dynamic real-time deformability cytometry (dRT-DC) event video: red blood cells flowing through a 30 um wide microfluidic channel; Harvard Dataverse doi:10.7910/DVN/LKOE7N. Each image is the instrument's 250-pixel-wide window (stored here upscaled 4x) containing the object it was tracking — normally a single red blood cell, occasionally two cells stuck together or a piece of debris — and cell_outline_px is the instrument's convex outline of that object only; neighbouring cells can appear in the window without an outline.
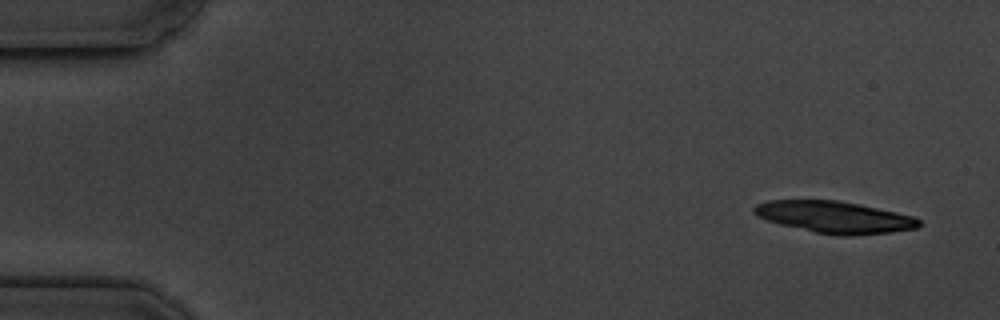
{"species": "common noctule bat (a hibernating species)", "species_latin": "Nyctalus noctula", "temperature_condition": "cold", "stored_images_in_passage": 5, "camera_frame_rate_fps": 3000, "um_per_image_px": 0.085, "animal": {"sex": "male", "body_mass_g": 19.5, "forearm_length_mm": 54.6}, "frame": {"image": 1, "passage_image": 1, "time_ms": 0.0, "image_size_px": [1000, 320], "cell_outline_px": [[924, 224], [920, 228], [892, 232], [848, 236], [844, 236], [816, 232], [780, 224], [756, 216], [752, 212], [752, 208], [756, 204], [768, 200], [840, 200], [896, 212], [912, 216], [920, 220]], "centroid_in_image_um": [70.96, 18.45], "position_along_channel_um": 14.0, "area_um2": 30.63}}